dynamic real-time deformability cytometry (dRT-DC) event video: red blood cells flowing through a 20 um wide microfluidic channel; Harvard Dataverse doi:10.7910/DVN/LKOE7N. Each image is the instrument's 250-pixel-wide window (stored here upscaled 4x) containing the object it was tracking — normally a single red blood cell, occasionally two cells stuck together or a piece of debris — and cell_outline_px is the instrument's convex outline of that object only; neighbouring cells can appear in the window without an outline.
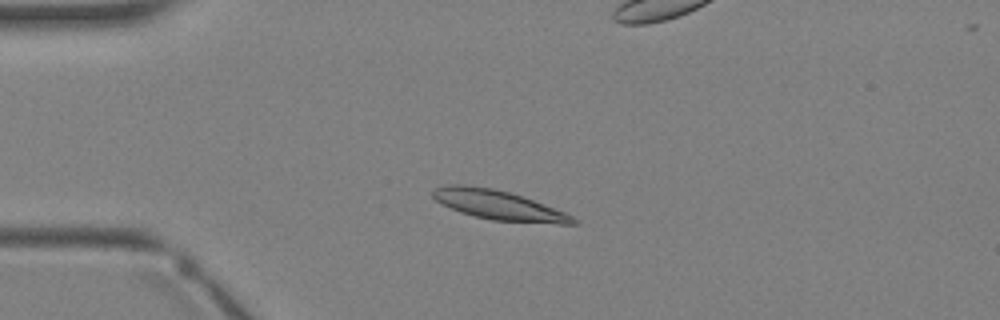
{"species": "Egyptian fruit bat (a non-hibernating species)", "species_latin": "Rousettus aegyptiacus", "temperature_condition": "warm", "stored_images_in_passage": 6, "camera_frame_rate_fps": 3000, "um_per_image_px": 0.085, "animal": {"sex": "female"}, "frame": {"image": 1, "passage_image": 3, "time_ms": 2.333, "image_size_px": [1000, 320], "cell_outline_px": [[580, 224], [560, 224], [492, 220], [460, 212], [440, 204], [432, 196], [432, 188], [448, 184], [464, 184], [492, 188], [508, 192], [532, 200], [564, 212], [580, 220]], "centroid_in_image_um": [42.34, 17.43], "position_along_channel_um": 42.7, "area_um2": 24.04}}
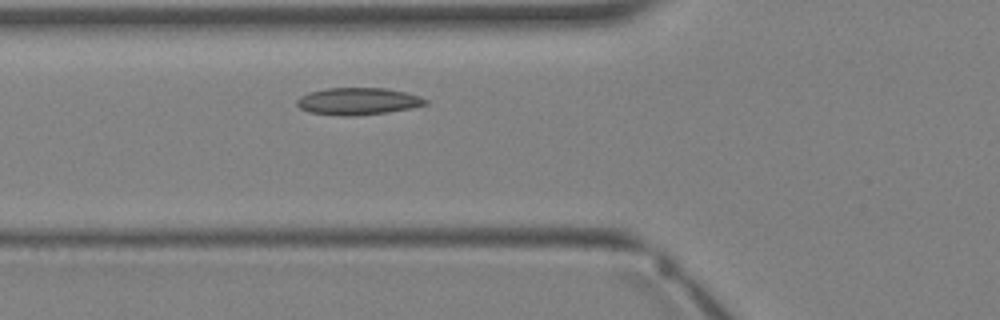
{"frame": {"image": 2, "passage_image": 5, "time_ms": 4.667, "image_size_px": [1000, 320], "cell_outline_px": [[428, 104], [412, 108], [388, 112], [356, 116], [340, 116], [308, 112], [300, 108], [296, 104], [296, 100], [300, 96], [308, 92], [324, 88], [384, 88], [404, 92], [420, 96], [428, 100]], "centroid_in_image_um": [30.4, 8.61], "position_along_channel_um": 95.4, "area_um2": 20.52}}